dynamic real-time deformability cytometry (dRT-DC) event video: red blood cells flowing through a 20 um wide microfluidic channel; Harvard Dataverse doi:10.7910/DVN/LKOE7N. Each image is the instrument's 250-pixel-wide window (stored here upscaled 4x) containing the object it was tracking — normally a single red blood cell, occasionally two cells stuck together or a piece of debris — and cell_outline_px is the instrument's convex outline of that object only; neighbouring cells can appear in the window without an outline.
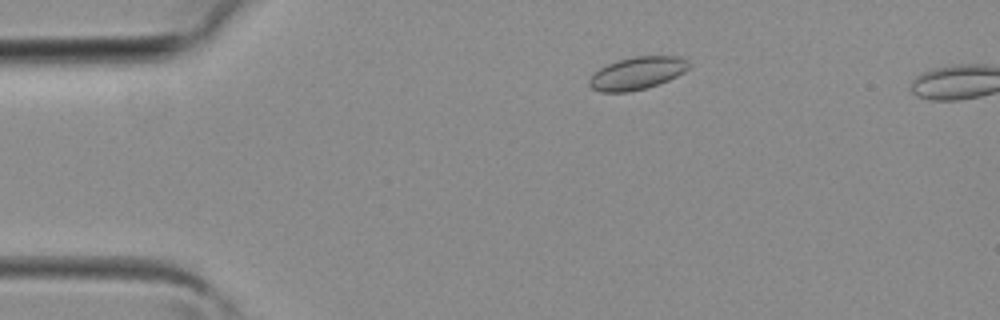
{"species": "common noctule bat (a hibernating species)", "species_latin": "Nyctalus noctula", "temperature_condition": "room temperature", "stored_images_in_passage": 33, "camera_frame_rate_fps": 3000, "um_per_image_px": 0.085, "animal": {"sex": "female", "body_mass_g": 19.3, "forearm_length_mm": 54.1}, "frame": {"image": 1, "passage_image": 3, "time_ms": 0.667, "image_size_px": [1000, 320], "cell_outline_px": [[692, 64], [684, 72], [660, 84], [628, 92], [600, 92], [592, 88], [588, 84], [588, 80], [600, 68], [608, 64], [620, 60], [636, 56], [676, 56], [688, 60]], "centroid_in_image_um": [54.18, 6.22], "position_along_channel_um": 30.8, "area_um2": 18.79}}
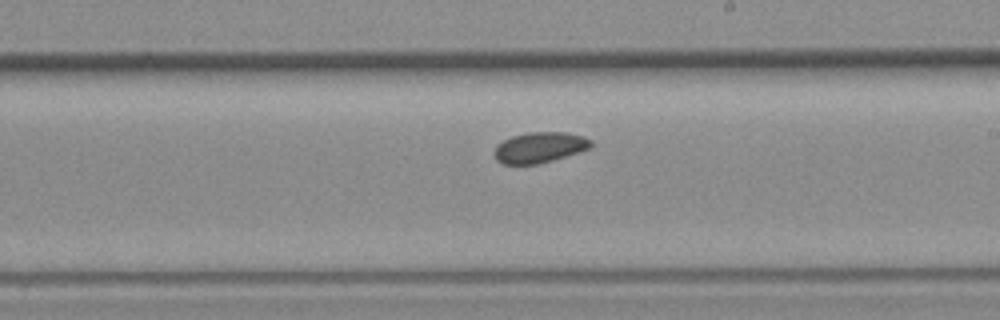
{"frame": {"image": 2, "passage_image": 18, "time_ms": 5.667, "image_size_px": [1000, 320], "cell_outline_px": [[592, 148], [580, 152], [552, 160], [536, 164], [504, 164], [496, 160], [492, 152], [496, 144], [512, 136], [528, 132], [564, 132], [584, 136], [592, 140]], "centroid_in_image_um": [45.86, 12.53], "position_along_channel_um": 243.1, "area_um2": 17.46}}
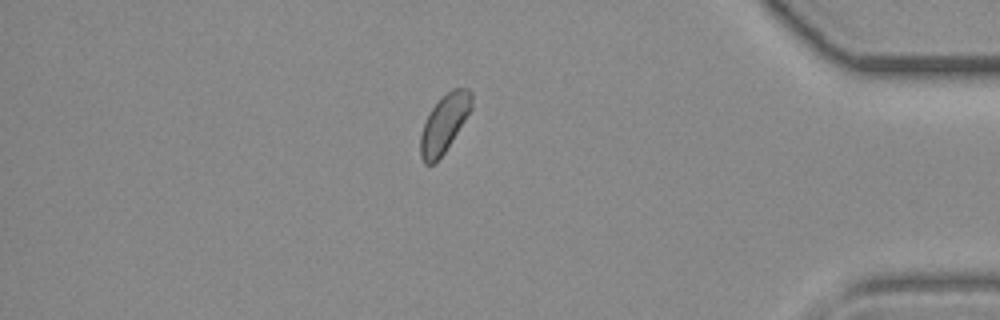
{"frame": {"image": 3, "passage_image": 29, "time_ms": 9.333, "image_size_px": [1000, 320], "cell_outline_px": [[472, 108], [444, 152], [432, 164], [424, 164], [420, 156], [420, 136], [424, 124], [432, 108], [452, 88], [468, 88], [472, 92]], "centroid_in_image_um": [37.76, 10.49], "position_along_channel_um": 397.4, "area_um2": 16.7}}